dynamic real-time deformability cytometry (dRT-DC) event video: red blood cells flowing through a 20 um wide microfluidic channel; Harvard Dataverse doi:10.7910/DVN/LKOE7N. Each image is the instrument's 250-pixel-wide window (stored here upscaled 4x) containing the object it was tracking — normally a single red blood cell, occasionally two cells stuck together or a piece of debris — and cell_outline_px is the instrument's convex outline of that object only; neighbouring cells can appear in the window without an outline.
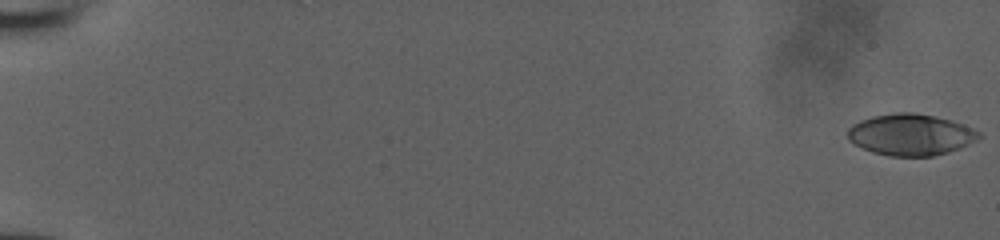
{"species": "human", "species_latin": "Homo sapiens", "temperature_condition": "room temperature", "stored_images_in_passage": 53, "camera_frame_rate_fps": 3000, "um_per_image_px": 0.085, "donor": {"sex": "male"}, "frame": {"image": 1, "passage_image": 1, "time_ms": 0.0, "image_size_px": [1000, 240], "cell_outline_px": [[980, 136], [976, 140], [960, 148], [948, 152], [932, 156], [892, 156], [872, 152], [860, 148], [848, 140], [848, 128], [852, 124], [860, 120], [872, 116], [896, 112], [912, 112], [936, 116], [952, 120], [964, 124], [980, 132]], "centroid_in_image_um": [77.38, 11.44], "position_along_channel_um": 7.6, "area_um2": 31.85}}
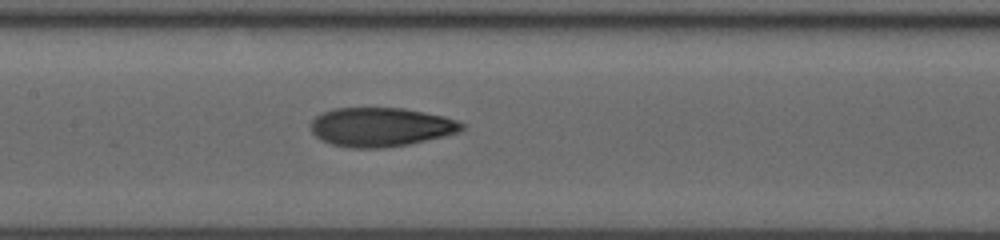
{"frame": {"image": 2, "passage_image": 29, "time_ms": 9.333, "image_size_px": [1000, 240], "cell_outline_px": [[464, 128], [460, 132], [444, 136], [408, 144], [384, 148], [352, 148], [332, 144], [320, 140], [312, 132], [312, 120], [316, 116], [324, 112], [336, 108], [404, 108], [444, 116], [460, 120], [464, 124]], "centroid_in_image_um": [32.4, 10.8], "position_along_channel_um": 175.0, "area_um2": 34.33}}
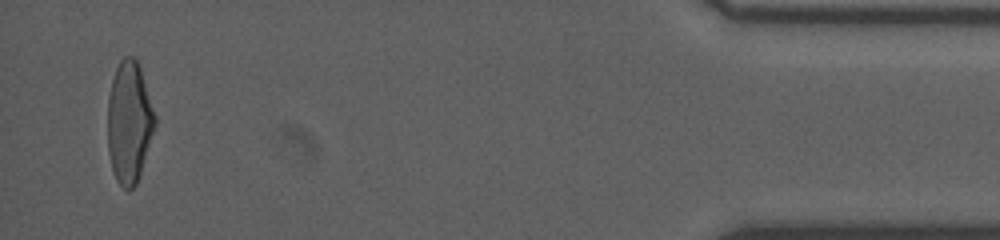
{"frame": {"image": 3, "passage_image": 52, "time_ms": 17.0, "image_size_px": [1000, 240], "cell_outline_px": [[156, 124], [136, 184], [128, 192], [116, 180], [112, 172], [108, 152], [108, 96], [112, 80], [116, 68], [120, 60], [124, 56], [136, 56], [140, 64], [156, 116]], "centroid_in_image_um": [10.98, 10.35], "position_along_channel_um": 424.2, "area_um2": 33.81}}